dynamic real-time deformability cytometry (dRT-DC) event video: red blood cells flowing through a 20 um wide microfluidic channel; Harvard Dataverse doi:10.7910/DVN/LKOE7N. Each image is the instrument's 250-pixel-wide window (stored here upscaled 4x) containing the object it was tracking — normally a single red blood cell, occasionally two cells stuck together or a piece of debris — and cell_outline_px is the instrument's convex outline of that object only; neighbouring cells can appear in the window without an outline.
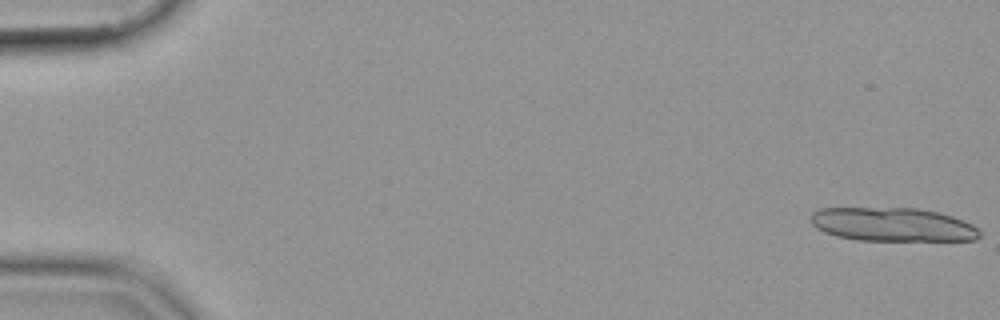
{"species": "common noctule bat (a hibernating species)", "species_latin": "Nyctalus noctula", "temperature_condition": "cold", "stored_images_in_passage": 38, "segment_of_instrument_passage": [1, 2], "camera_frame_rate_fps": 3000, "um_per_image_px": 0.085, "animal": {"sex": "female", "body_mass_g": 19.9}, "frame": {"image": 1, "passage_image": 1, "time_ms": 0.0, "image_size_px": [1000, 320], "cell_outline_px": [[980, 236], [976, 240], [856, 240], [836, 236], [824, 232], [816, 228], [812, 224], [812, 212], [820, 208], [920, 208], [952, 216], [972, 224], [980, 232]], "centroid_in_image_um": [75.85, 19.08], "position_along_channel_um": 9.1, "area_um2": 33.06}}